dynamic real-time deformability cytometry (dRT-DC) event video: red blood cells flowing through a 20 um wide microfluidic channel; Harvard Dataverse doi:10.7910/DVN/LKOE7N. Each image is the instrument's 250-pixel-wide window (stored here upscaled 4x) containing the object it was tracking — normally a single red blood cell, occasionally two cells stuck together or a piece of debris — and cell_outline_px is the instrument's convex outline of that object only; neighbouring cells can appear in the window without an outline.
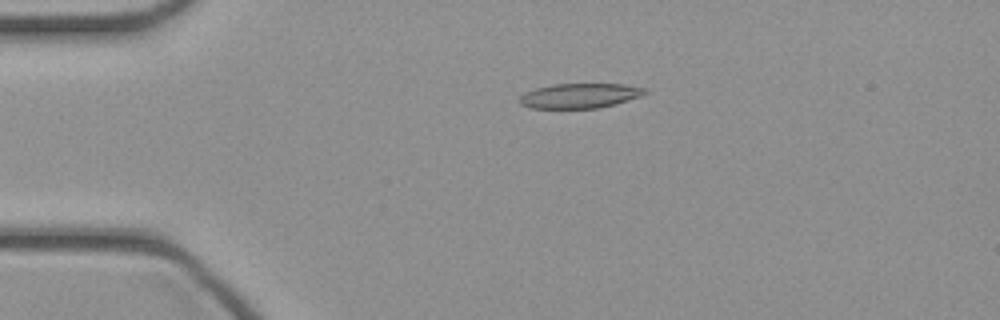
{"species": "common noctule bat (a hibernating species)", "species_latin": "Nyctalus noctula", "temperature_condition": "cold", "stored_images_in_passage": 37, "camera_frame_rate_fps": 3000, "um_per_image_px": 0.085, "animal": {"sex": "female", "body_mass_g": 21.9}, "frame": {"image": 1, "passage_image": 1, "time_ms": 0.0, "image_size_px": [1000, 320], "cell_outline_px": [[648, 92], [640, 96], [616, 104], [600, 108], [528, 108], [520, 104], [520, 96], [524, 92], [536, 88], [552, 84], [624, 84], [644, 88]], "centroid_in_image_um": [49.26, 8.14], "position_along_channel_um": 35.7, "area_um2": 18.15}}
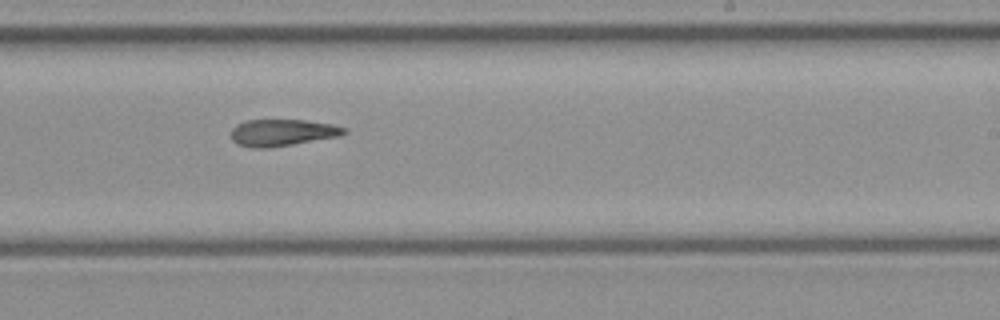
{"frame": {"image": 2, "passage_image": 19, "time_ms": 6.0, "image_size_px": [1000, 320], "cell_outline_px": [[348, 132], [340, 136], [292, 144], [264, 148], [252, 148], [236, 144], [232, 140], [232, 128], [236, 124], [244, 120], [304, 120], [332, 124], [348, 128]], "centroid_in_image_um": [24.0, 11.26], "position_along_channel_um": 265.0, "area_um2": 17.69}}
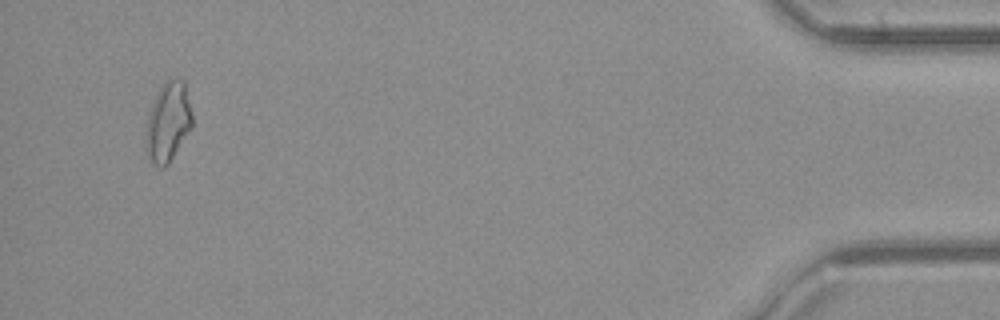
{"frame": {"image": 3, "passage_image": 35, "time_ms": 11.333, "image_size_px": [1000, 320], "cell_outline_px": [[192, 128], [168, 164], [164, 168], [160, 168], [152, 164], [148, 156], [144, 144], [148, 116], [152, 104], [160, 88], [168, 80], [176, 76], [184, 80], [192, 116]], "centroid_in_image_um": [14.28, 10.4], "position_along_channel_um": 420.9, "area_um2": 21.5}}